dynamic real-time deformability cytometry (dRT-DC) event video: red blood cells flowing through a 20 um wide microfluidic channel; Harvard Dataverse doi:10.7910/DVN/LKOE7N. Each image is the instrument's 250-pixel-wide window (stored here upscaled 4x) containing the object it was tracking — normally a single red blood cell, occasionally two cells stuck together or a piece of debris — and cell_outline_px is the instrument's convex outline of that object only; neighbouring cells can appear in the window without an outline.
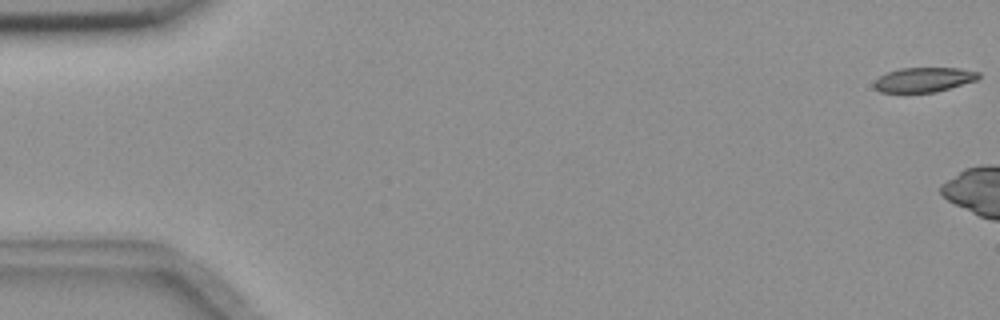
{"species": "common noctule bat (a hibernating species)", "species_latin": "Nyctalus noctula", "temperature_condition": "room temperature", "stored_images_in_passage": 6, "camera_frame_rate_fps": 3000, "um_per_image_px": 0.085, "animal": {"sex": "female", "body_mass_g": 18.4}, "frame": {"image": 1, "passage_image": 1, "time_ms": 0.0, "image_size_px": [1000, 320], "cell_outline_px": [[980, 76], [976, 80], [936, 92], [880, 92], [872, 84], [880, 76], [888, 72], [900, 68], [960, 68], [980, 72]], "centroid_in_image_um": [78.53, 6.77], "position_along_channel_um": 6.5, "area_um2": 14.85}}